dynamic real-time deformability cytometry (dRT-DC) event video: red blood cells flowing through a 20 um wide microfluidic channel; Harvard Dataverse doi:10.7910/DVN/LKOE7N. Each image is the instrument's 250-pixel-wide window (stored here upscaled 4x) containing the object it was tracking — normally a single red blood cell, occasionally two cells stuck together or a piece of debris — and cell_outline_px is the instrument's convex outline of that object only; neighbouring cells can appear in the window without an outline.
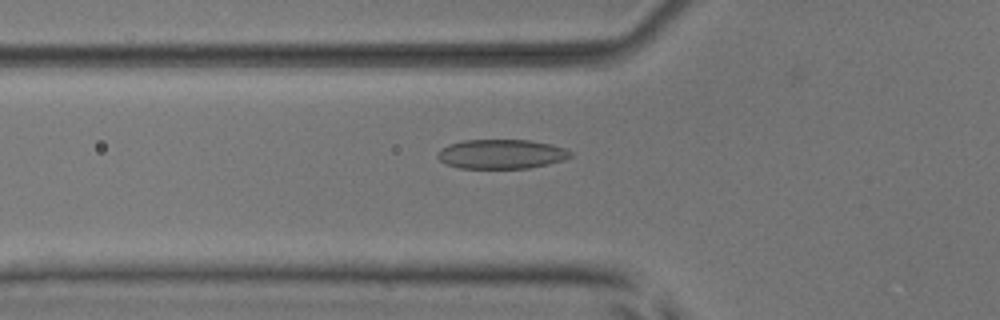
{"species": "common noctule bat (a hibernating species)", "species_latin": "Nyctalus noctula", "temperature_condition": "room temperature", "stored_images_in_passage": 36, "camera_frame_rate_fps": 3000, "um_per_image_px": 0.085, "animal": {"sex": "male", "body_mass_g": 17.9, "forearm_length_mm": 54.2}, "frame": {"image": 1, "passage_image": 4, "time_ms": 1.0, "image_size_px": [1000, 320], "cell_outline_px": [[572, 156], [564, 160], [548, 164], [528, 168], [460, 168], [448, 164], [440, 160], [436, 156], [436, 152], [440, 148], [448, 144], [464, 140], [528, 140], [552, 144], [564, 148], [572, 152]], "centroid_in_image_um": [42.6, 13.09], "position_along_channel_um": 83.2, "area_um2": 22.83}}
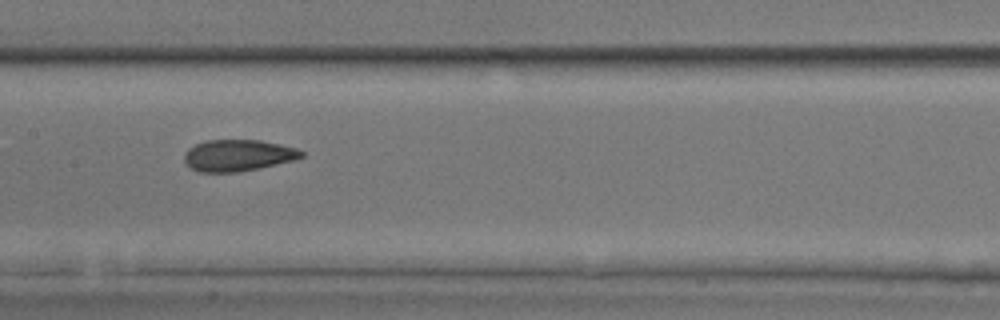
{"frame": {"image": 2, "passage_image": 12, "time_ms": 3.667, "image_size_px": [1000, 320], "cell_outline_px": [[304, 156], [296, 160], [240, 172], [200, 172], [192, 168], [184, 160], [184, 152], [188, 148], [204, 140], [260, 140], [280, 144], [296, 148], [304, 152]], "centroid_in_image_um": [20.24, 13.2], "position_along_channel_um": 187.2, "area_um2": 21.62}}
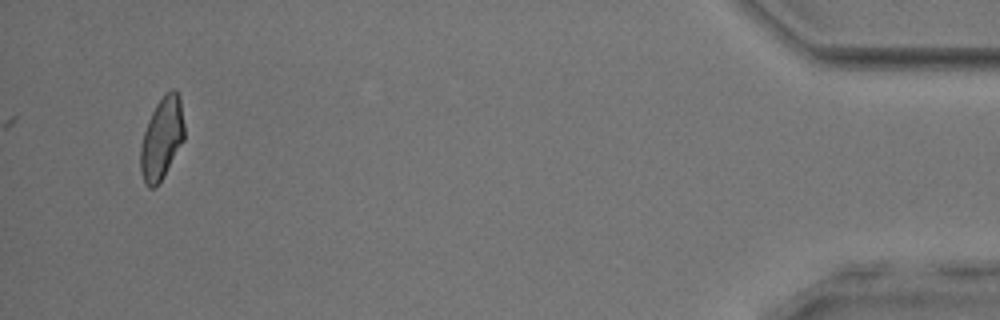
{"frame": {"image": 3, "passage_image": 36, "time_ms": 11.667, "image_size_px": [1000, 320], "cell_outline_px": [[184, 140], [164, 176], [156, 188], [148, 188], [144, 184], [140, 172], [140, 148], [144, 132], [148, 120], [156, 104], [172, 88], [176, 88], [180, 96], [184, 124]], "centroid_in_image_um": [13.75, 11.8], "position_along_channel_um": 421.5, "area_um2": 21.1}, "authors_computed_cell_mechanics": {"area_um2": 21.2415, "velocity_mm_per_s": 3.8935, "shape_relaxation_time_tau1_ms": 6.8047, "shape_relaxation_time_tau2_ms": 1.8536, "deformation_change_tau1": 0.1617, "deformation_change_tau2": 0.0845}}